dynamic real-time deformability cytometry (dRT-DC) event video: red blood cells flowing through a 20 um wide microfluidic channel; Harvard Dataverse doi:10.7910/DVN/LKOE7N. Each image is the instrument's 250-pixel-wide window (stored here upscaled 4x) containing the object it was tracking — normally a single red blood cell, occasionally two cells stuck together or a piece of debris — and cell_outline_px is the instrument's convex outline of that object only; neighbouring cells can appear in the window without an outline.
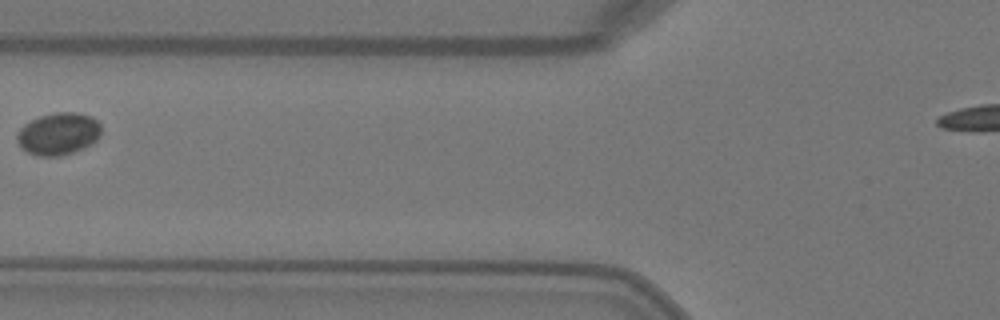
{"species": "Egyptian fruit bat (a non-hibernating species)", "species_latin": "Rousettus aegyptiacus", "temperature_condition": "warm", "stored_images_in_passage": 5, "camera_frame_rate_fps": 3000, "um_per_image_px": 0.085, "animal": {"sex": "female"}, "frame": {"image": 1, "passage_image": 5, "time_ms": 1.333, "image_size_px": [1000, 320], "cell_outline_px": [[100, 136], [96, 140], [84, 148], [60, 156], [36, 156], [28, 152], [16, 140], [16, 136], [20, 128], [24, 124], [40, 116], [56, 112], [80, 112], [92, 116], [100, 124]], "centroid_in_image_um": [4.98, 11.36], "position_along_channel_um": 120.8, "area_um2": 20.69}}